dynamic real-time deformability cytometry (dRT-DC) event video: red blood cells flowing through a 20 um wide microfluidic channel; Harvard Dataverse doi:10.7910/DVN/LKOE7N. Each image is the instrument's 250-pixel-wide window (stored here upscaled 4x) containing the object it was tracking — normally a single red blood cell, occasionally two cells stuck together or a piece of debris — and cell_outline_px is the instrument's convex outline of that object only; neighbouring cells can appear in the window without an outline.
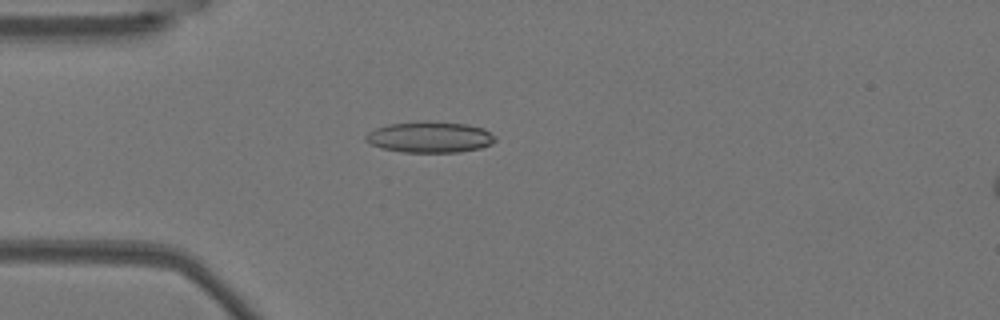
{"species": "Egyptian fruit bat (a non-hibernating species)", "species_latin": "Rousettus aegyptiacus", "temperature_condition": "warm", "stored_images_in_passage": 40, "camera_frame_rate_fps": 3000, "um_per_image_px": 0.085, "animal": {"sex": "female"}, "frame": {"image": 1, "passage_image": 1, "time_ms": 0.0, "image_size_px": [1000, 320], "cell_outline_px": [[496, 140], [492, 144], [480, 148], [460, 152], [404, 152], [384, 148], [368, 144], [364, 140], [364, 136], [368, 132], [376, 128], [388, 124], [428, 120], [468, 124], [484, 128], [496, 136]], "centroid_in_image_um": [36.55, 11.64], "position_along_channel_um": 48.5, "area_um2": 23.76}}
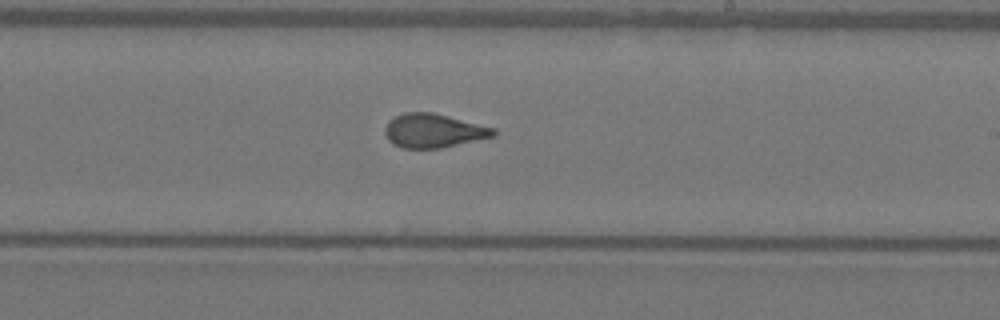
{"frame": {"image": 2, "passage_image": 18, "time_ms": 5.667, "image_size_px": [1000, 320], "cell_outline_px": [[496, 136], [440, 148], [400, 148], [392, 144], [388, 140], [384, 132], [384, 128], [388, 120], [404, 112], [432, 112], [496, 128]], "centroid_in_image_um": [36.83, 11.11], "position_along_channel_um": 252.2, "area_um2": 21.56}}
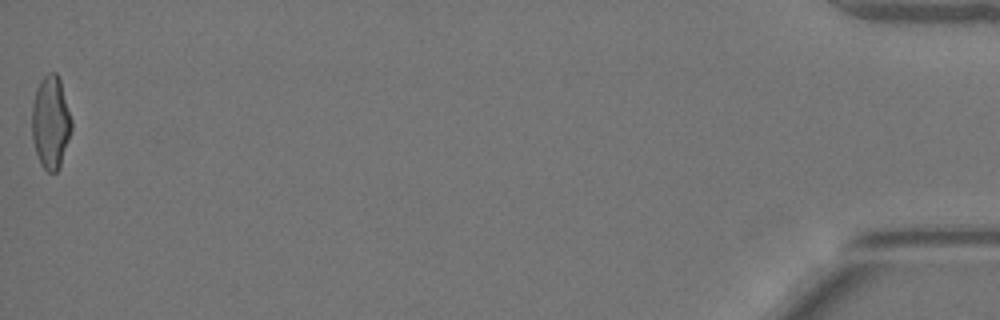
{"frame": {"image": 3, "passage_image": 40, "time_ms": 13.0, "image_size_px": [1000, 320], "cell_outline_px": [[72, 128], [60, 168], [56, 172], [48, 172], [40, 164], [32, 140], [32, 104], [36, 88], [40, 80], [48, 72], [56, 72], [60, 80], [72, 120]], "centroid_in_image_um": [4.3, 10.4], "position_along_channel_um": 430.9, "area_um2": 21.56}, "authors_computed_cell_mechanics": {"area_um2": 21.5594, "velocity_mm_per_s": 3.8012, "shape_relaxation_time_tau1_ms": null, "shape_relaxation_time_tau2_ms": 1.2371, "deformation_change_tau1": null, "deformation_change_tau2": 0.0906}}